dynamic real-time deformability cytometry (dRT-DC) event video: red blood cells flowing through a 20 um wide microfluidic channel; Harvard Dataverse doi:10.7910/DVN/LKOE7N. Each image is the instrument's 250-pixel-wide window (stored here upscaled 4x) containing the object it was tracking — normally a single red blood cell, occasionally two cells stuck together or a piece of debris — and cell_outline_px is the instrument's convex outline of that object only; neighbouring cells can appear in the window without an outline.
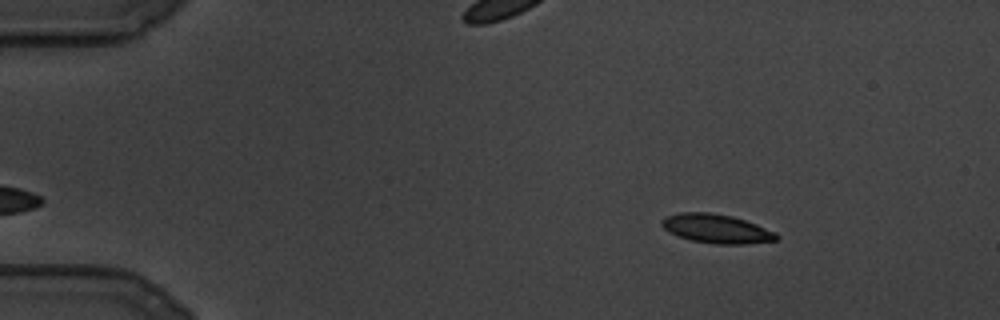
{"species": "common noctule bat (a hibernating species)", "species_latin": "Nyctalus noctula", "temperature_condition": "cold", "stored_images_in_passage": 104, "camera_frame_rate_fps": 3000, "um_per_image_px": 0.085, "animal": {"sex": "male", "body_mass_g": 19.5, "forearm_length_mm": 54.6}, "frame": {"image": 1, "passage_image": 6, "time_ms": 1.667, "image_size_px": [1000, 320], "cell_outline_px": [[780, 236], [776, 240], [744, 244], [712, 244], [692, 240], [668, 232], [660, 224], [660, 220], [664, 216], [680, 212], [712, 212], [732, 216], [756, 224], [776, 232]], "centroid_in_image_um": [60.87, 19.43], "position_along_channel_um": 24.1, "area_um2": 19.48}}
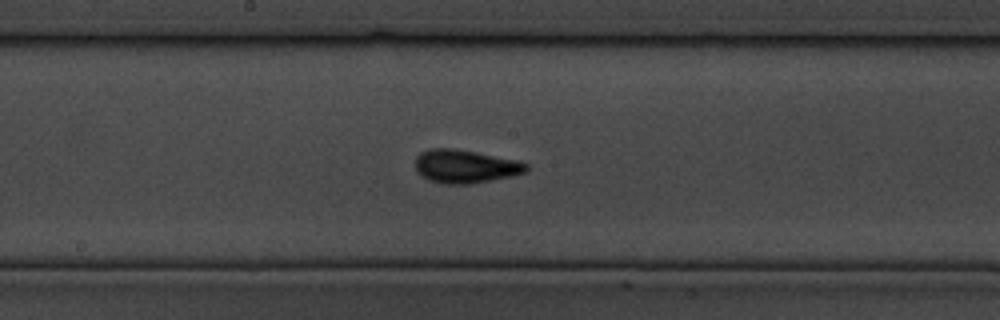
{"frame": {"image": 2, "passage_image": 51, "time_ms": 16.667, "image_size_px": [1000, 320], "cell_outline_px": [[528, 168], [524, 172], [492, 180], [472, 184], [444, 184], [428, 180], [420, 176], [416, 172], [416, 156], [420, 152], [428, 148], [452, 148], [476, 152], [516, 160], [528, 164]], "centroid_in_image_um": [39.47, 14.14], "position_along_channel_um": 208.7, "area_um2": 21.56}}
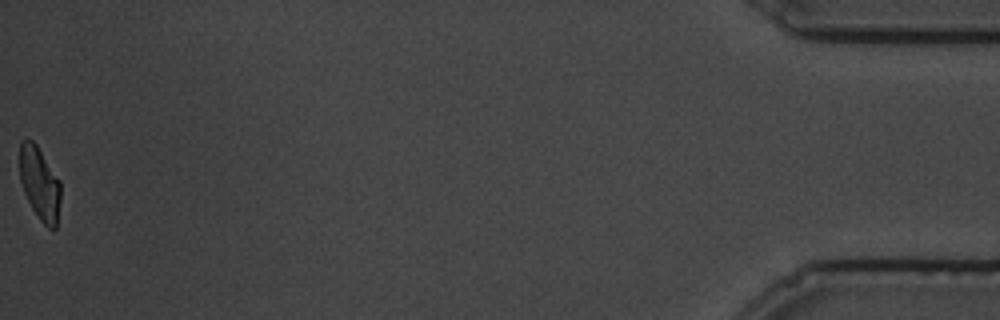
{"frame": {"image": 3, "passage_image": 104, "time_ms": 34.333, "image_size_px": [1000, 320], "cell_outline_px": [[60, 200], [56, 228], [48, 228], [40, 220], [32, 208], [24, 192], [20, 180], [20, 140], [32, 140], [36, 144], [60, 180]], "centroid_in_image_um": [3.37, 15.59], "position_along_channel_um": 431.8, "area_um2": 17.28}}